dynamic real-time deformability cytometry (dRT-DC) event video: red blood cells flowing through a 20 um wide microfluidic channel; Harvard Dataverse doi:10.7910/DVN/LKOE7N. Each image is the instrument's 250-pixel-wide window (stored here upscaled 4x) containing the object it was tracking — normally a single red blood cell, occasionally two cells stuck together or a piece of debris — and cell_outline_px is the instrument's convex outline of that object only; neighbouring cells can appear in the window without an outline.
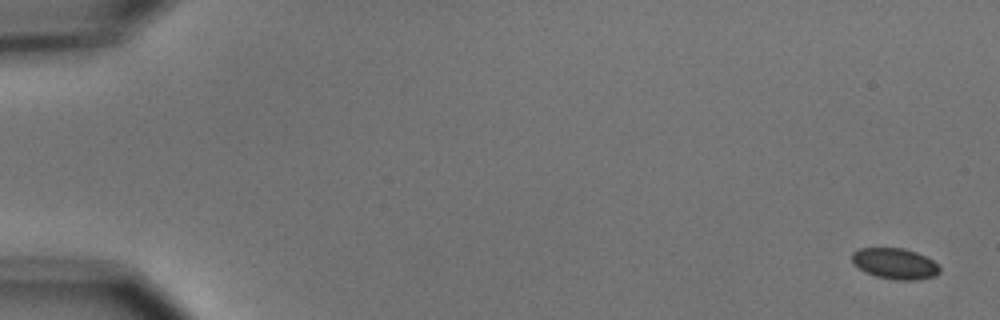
{"species": "common noctule bat (a hibernating species)", "species_latin": "Nyctalus noctula", "temperature_condition": "cold", "stored_images_in_passage": 7, "camera_frame_rate_fps": 3000, "um_per_image_px": 0.085, "animal": {"sex": "male", "body_mass_g": 15.6}, "frame": {"image": 1, "passage_image": 1, "time_ms": 0.0, "image_size_px": [1000, 320], "cell_outline_px": [[940, 272], [936, 276], [916, 280], [896, 280], [876, 276], [864, 272], [852, 264], [852, 252], [860, 248], [904, 248], [916, 252], [932, 260], [940, 268]], "centroid_in_image_um": [76.05, 22.41], "position_along_channel_um": 9.0, "area_um2": 15.9}}
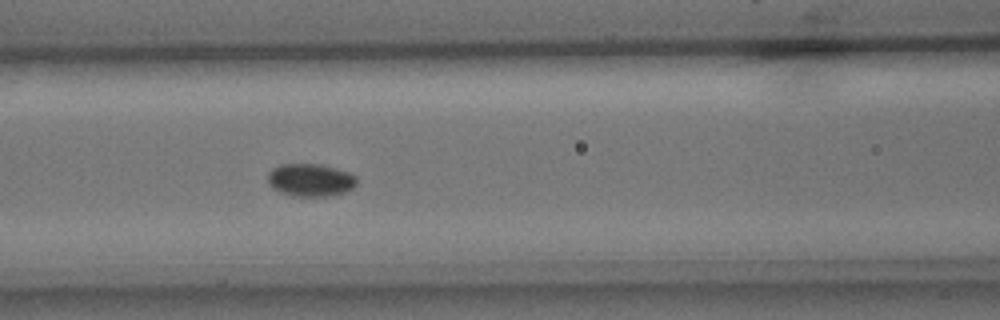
{"frame": {"image": 2, "passage_image": 7, "time_ms": 7.667, "image_size_px": [1000, 320], "cell_outline_px": [[356, 184], [352, 188], [344, 192], [328, 196], [296, 196], [280, 192], [272, 188], [268, 184], [268, 172], [272, 168], [280, 164], [320, 164], [336, 168], [348, 172], [356, 176]], "centroid_in_image_um": [26.36, 15.29], "position_along_channel_um": 140.2, "area_um2": 16.99}}